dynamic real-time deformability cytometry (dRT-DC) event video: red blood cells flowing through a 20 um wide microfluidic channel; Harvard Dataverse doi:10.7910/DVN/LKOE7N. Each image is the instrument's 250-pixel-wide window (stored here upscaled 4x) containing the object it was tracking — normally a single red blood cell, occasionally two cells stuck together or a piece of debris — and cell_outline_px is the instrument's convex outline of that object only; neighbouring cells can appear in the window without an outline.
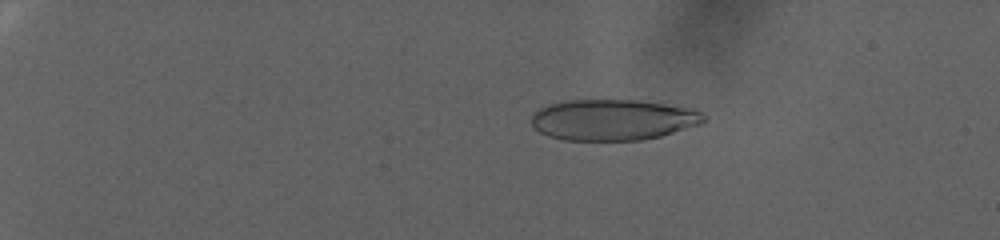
{"species": "human", "species_latin": "Homo sapiens", "temperature_condition": "warm", "stored_images_in_passage": 96, "camera_frame_rate_fps": 3000, "um_per_image_px": 0.085, "donor": {"sex": "female"}, "frame": {"image": 1, "passage_image": 20, "time_ms": 6.333, "image_size_px": [1000, 240], "cell_outline_px": [[708, 120], [700, 124], [660, 136], [640, 140], [564, 140], [548, 136], [540, 132], [532, 124], [532, 116], [540, 108], [548, 104], [568, 100], [632, 100], [664, 104], [692, 108], [708, 116]], "centroid_in_image_um": [52.12, 10.18], "position_along_channel_um": 32.9, "area_um2": 40.98}}
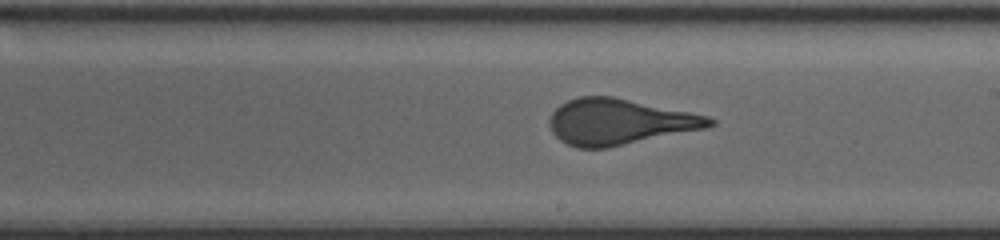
{"frame": {"image": 2, "passage_image": 62, "time_ms": 20.333, "image_size_px": [1000, 240], "cell_outline_px": [[716, 124], [704, 128], [608, 148], [576, 148], [560, 140], [552, 132], [548, 124], [548, 120], [552, 112], [560, 104], [568, 100], [580, 96], [612, 96], [708, 116], [716, 120]], "centroid_in_image_um": [52.59, 10.35], "position_along_channel_um": 236.4, "area_um2": 42.54}}
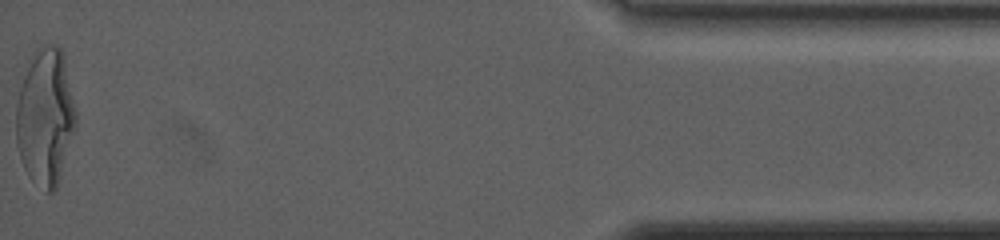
{"frame": {"image": 3, "passage_image": 96, "time_ms": 31.667, "image_size_px": [1000, 240], "cell_outline_px": [[76, 124], [56, 188], [52, 192], [48, 192], [32, 180], [28, 176], [24, 168], [16, 144], [16, 104], [20, 88], [24, 76], [36, 48], [44, 44], [56, 44], [64, 52], [76, 112]], "centroid_in_image_um": [3.85, 9.9], "position_along_channel_um": 431.3, "area_um2": 47.34}}